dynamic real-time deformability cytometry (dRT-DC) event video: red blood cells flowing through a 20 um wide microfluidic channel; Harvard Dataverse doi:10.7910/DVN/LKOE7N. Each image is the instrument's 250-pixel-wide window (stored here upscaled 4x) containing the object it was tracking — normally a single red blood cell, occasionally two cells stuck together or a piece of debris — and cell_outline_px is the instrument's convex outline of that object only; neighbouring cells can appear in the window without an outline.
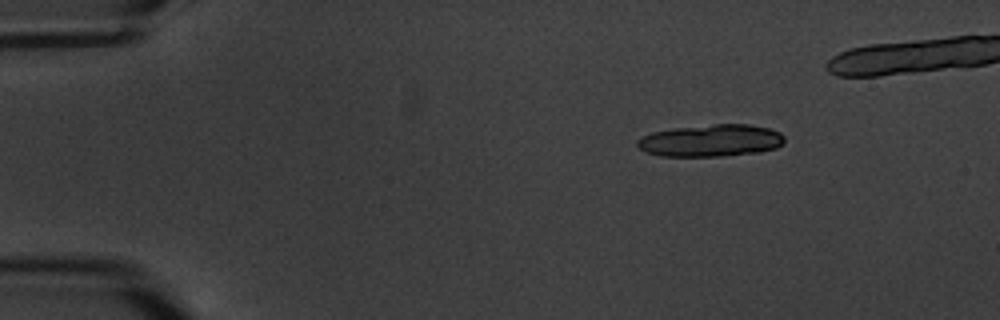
{"species": "common noctule bat (a hibernating species)", "species_latin": "Nyctalus noctula", "temperature_condition": "warm", "stored_images_in_passage": 4, "camera_frame_rate_fps": 3000, "um_per_image_px": 0.085, "animal": {"sex": "male", "body_mass_g": 20.1, "forearm_length_mm": 53.5}, "frame": {"image": 1, "passage_image": 1, "time_ms": 0.0, "image_size_px": [1000, 320], "cell_outline_px": [[784, 144], [776, 148], [760, 152], [716, 156], [660, 156], [648, 152], [640, 148], [636, 144], [636, 140], [652, 132], [676, 128], [716, 124], [748, 124], [768, 128], [780, 132], [784, 136]], "centroid_in_image_um": [60.46, 11.95], "position_along_channel_um": 24.5, "area_um2": 27.4}}